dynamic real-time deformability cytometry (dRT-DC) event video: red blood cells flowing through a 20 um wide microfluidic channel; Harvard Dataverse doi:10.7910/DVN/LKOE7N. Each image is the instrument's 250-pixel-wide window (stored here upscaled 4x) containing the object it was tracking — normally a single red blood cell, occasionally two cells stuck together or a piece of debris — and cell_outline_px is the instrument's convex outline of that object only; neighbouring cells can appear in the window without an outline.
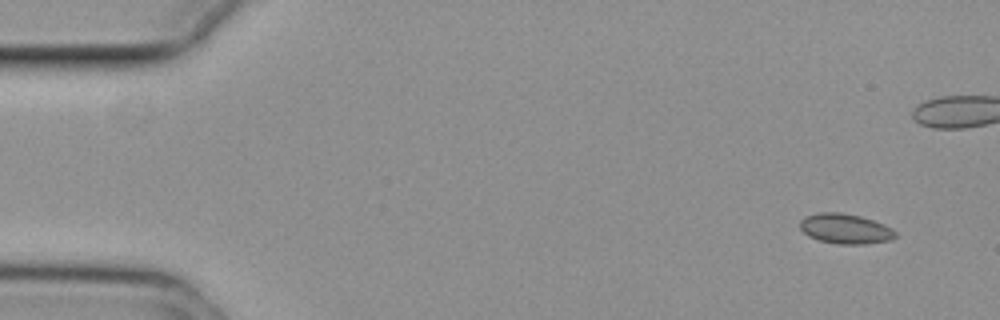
{"species": "common noctule bat (a hibernating species)", "species_latin": "Nyctalus noctula", "temperature_condition": "cold", "stored_images_in_passage": 9, "camera_frame_rate_fps": 3000, "um_per_image_px": 0.085, "animal": {"sex": "female", "body_mass_g": 29.2, "forearm_length_mm": 56.3}, "frame": {"image": 1, "passage_image": 1, "time_ms": 0.0, "image_size_px": [1000, 320], "cell_outline_px": [[896, 236], [892, 240], [864, 244], [836, 244], [820, 240], [808, 236], [800, 228], [800, 220], [804, 216], [820, 212], [840, 212], [860, 216], [884, 224], [892, 228], [896, 232]], "centroid_in_image_um": [71.85, 19.44], "position_along_channel_um": 13.1, "area_um2": 16.76}}